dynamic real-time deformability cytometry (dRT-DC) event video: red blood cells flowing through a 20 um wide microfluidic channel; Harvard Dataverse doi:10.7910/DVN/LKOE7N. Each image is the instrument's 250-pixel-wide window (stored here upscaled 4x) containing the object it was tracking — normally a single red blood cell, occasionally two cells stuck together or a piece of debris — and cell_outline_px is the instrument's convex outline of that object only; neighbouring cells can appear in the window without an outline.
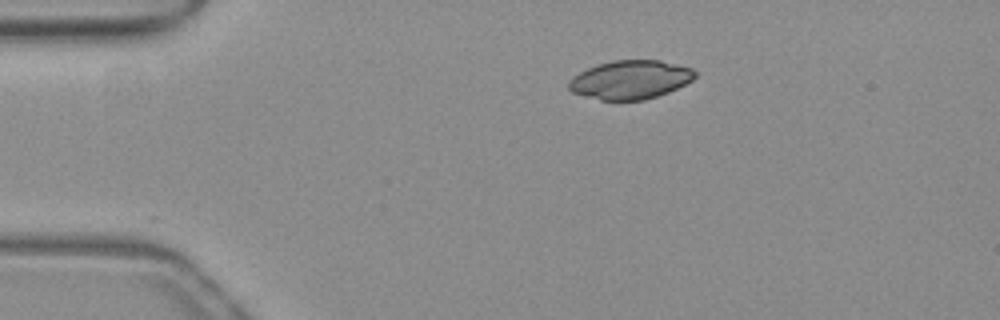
{"species": "common noctule bat (a hibernating species)", "species_latin": "Nyctalus noctula", "temperature_condition": "warm", "stored_images_in_passage": 43, "camera_frame_rate_fps": 3000, "um_per_image_px": 0.085, "animal": {"sex": "female", "body_mass_g": 19.3, "forearm_length_mm": 54.1}, "frame": {"image": 1, "passage_image": 1, "time_ms": 0.0, "image_size_px": [1000, 320], "cell_outline_px": [[700, 72], [692, 80], [668, 92], [644, 100], [600, 100], [572, 92], [568, 88], [568, 80], [572, 76], [596, 64], [612, 60], [660, 60], [692, 68]], "centroid_in_image_um": [53.57, 6.76], "position_along_channel_um": 31.4, "area_um2": 28.55}}